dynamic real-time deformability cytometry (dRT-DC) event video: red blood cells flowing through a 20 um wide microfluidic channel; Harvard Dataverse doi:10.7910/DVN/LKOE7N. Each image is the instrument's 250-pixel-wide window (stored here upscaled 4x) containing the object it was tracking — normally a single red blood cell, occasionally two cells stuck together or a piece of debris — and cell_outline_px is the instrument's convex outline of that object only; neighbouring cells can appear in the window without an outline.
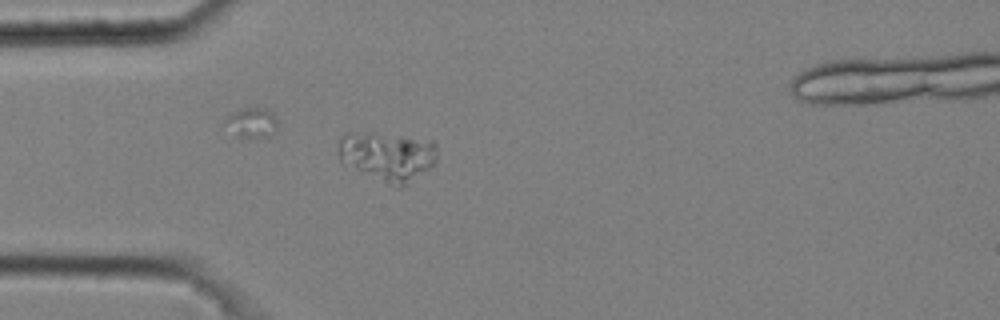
{"species": "common noctule bat (a hibernating species)", "species_latin": "Nyctalus noctula", "temperature_condition": "cold", "stored_images_in_passage": 5, "camera_frame_rate_fps": 3000, "um_per_image_px": 0.085, "animal": {"sex": "male", "body_mass_g": 20.4}, "frame": {"image": 1, "passage_image": 5, "time_ms": 1.333, "image_size_px": [1000, 320], "cell_outline_px": [[436, 156], [432, 164], [428, 168], [408, 184], [400, 188], [356, 168], [340, 160], [340, 136], [344, 132], [372, 132], [432, 140], [436, 144]], "centroid_in_image_um": [32.96, 13.22], "position_along_channel_um": 52.0, "area_um2": 27.51}}